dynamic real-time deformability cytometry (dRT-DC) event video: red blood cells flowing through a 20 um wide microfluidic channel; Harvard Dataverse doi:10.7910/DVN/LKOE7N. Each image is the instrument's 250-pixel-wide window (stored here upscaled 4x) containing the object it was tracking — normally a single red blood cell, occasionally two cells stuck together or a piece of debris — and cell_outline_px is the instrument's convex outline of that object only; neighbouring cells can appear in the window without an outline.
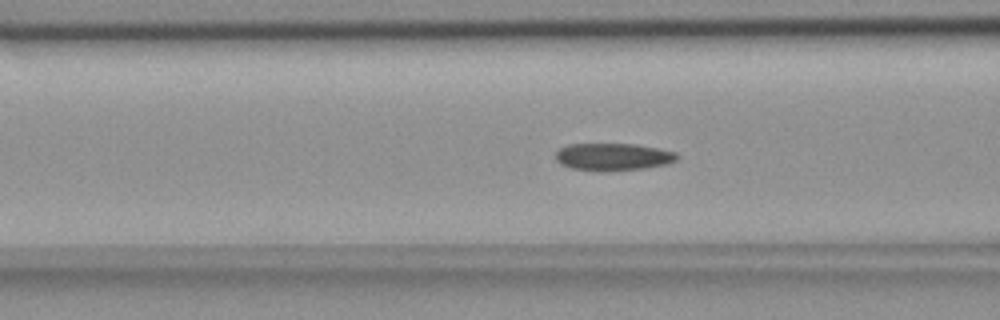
{"species": "common noctule bat (a hibernating species)", "species_latin": "Nyctalus noctula", "temperature_condition": "room temperature", "stored_images_in_passage": 54, "camera_frame_rate_fps": 3000, "um_per_image_px": 0.085, "animal": {"sex": "female", "body_mass_g": 18.4}, "frame": {"image": 1, "passage_image": 20, "time_ms": 6.333, "image_size_px": [1000, 320], "cell_outline_px": [[680, 156], [676, 160], [668, 164], [644, 168], [600, 172], [572, 168], [560, 164], [556, 160], [556, 152], [560, 148], [568, 144], [636, 144], [676, 152]], "centroid_in_image_um": [52.11, 13.34], "position_along_channel_um": 114.5, "area_um2": 19.48}}
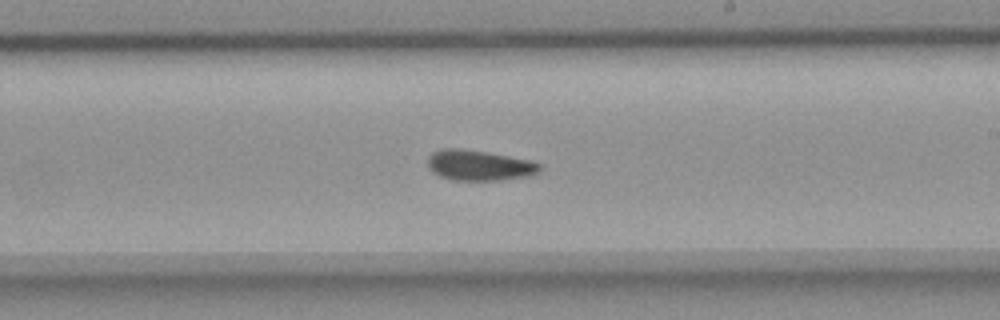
{"frame": {"image": 2, "passage_image": 31, "time_ms": 10.0, "image_size_px": [1000, 320], "cell_outline_px": [[540, 172], [528, 176], [500, 180], [452, 180], [440, 176], [432, 172], [428, 168], [428, 156], [432, 152], [440, 148], [460, 148], [488, 152], [532, 160], [540, 164]], "centroid_in_image_um": [40.71, 14.04], "position_along_channel_um": 248.3, "area_um2": 20.11}}
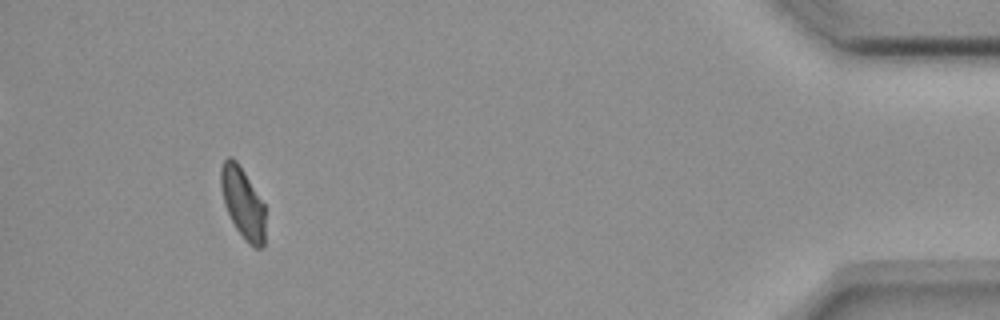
{"frame": {"image": 3, "passage_image": 50, "time_ms": 16.333, "image_size_px": [1000, 320], "cell_outline_px": [[264, 244], [260, 248], [252, 248], [244, 240], [236, 228], [224, 204], [220, 188], [220, 168], [224, 160], [228, 156], [232, 156], [236, 160], [244, 172], [264, 204]], "centroid_in_image_um": [20.61, 17.24], "position_along_channel_um": 414.6, "area_um2": 18.32}, "authors_computed_cell_mechanics": {"area_um2": 19.2474, "velocity_mm_per_s": 3.6589, "shape_relaxation_time_tau1_ms": null, "shape_relaxation_time_tau2_ms": 3.8379, "deformation_change_tau1": null, "deformation_change_tau2": 0.0787}}